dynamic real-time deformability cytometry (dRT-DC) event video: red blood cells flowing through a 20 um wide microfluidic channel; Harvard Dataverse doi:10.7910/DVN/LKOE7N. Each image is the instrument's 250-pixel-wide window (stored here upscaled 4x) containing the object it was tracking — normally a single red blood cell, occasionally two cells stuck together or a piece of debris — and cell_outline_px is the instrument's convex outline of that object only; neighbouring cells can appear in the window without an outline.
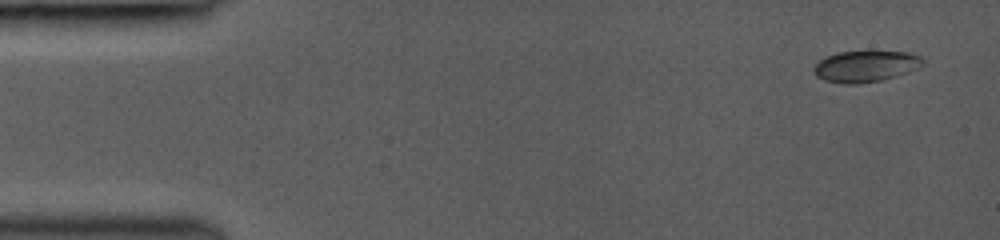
{"species": "common noctule bat (a hibernating species)", "species_latin": "Nyctalus noctula", "temperature_condition": "room temperature", "stored_images_in_passage": 11, "camera_frame_rate_fps": 3000, "um_per_image_px": 0.085, "animal": {"sex": "female", "body_mass_g": 19.0, "forearm_length_mm": 53.3}, "frame": {"image": 1, "passage_image": 1, "time_ms": 0.0, "image_size_px": [1000, 240], "cell_outline_px": [[924, 64], [920, 68], [896, 76], [880, 80], [856, 84], [844, 84], [824, 80], [816, 76], [812, 68], [824, 56], [836, 52], [908, 52], [920, 56], [924, 60]], "centroid_in_image_um": [73.57, 5.64], "position_along_channel_um": 11.4, "area_um2": 19.88}}
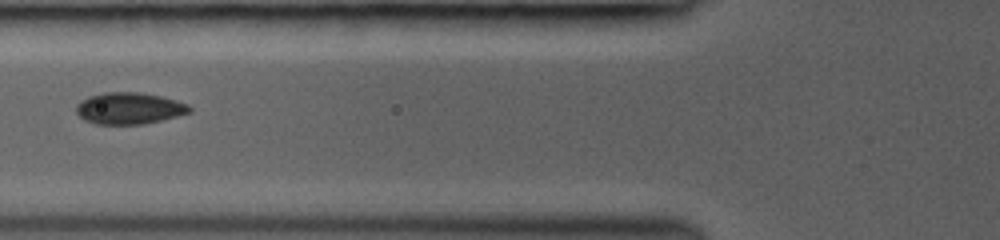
{"frame": {"image": 2, "passage_image": 7, "time_ms": 5.333, "image_size_px": [1000, 240], "cell_outline_px": [[192, 112], [144, 124], [96, 124], [84, 120], [76, 112], [76, 104], [80, 100], [88, 96], [104, 92], [136, 92], [160, 96], [176, 100], [188, 104], [192, 108]], "centroid_in_image_um": [10.96, 9.2], "position_along_channel_um": 114.8, "area_um2": 20.92}}
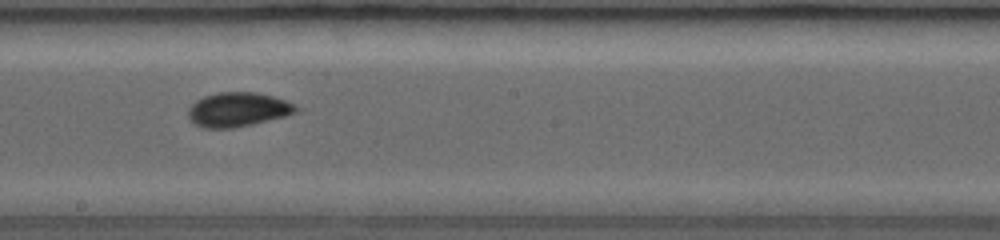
{"frame": {"image": 3, "passage_image": 10, "time_ms": 8.0, "image_size_px": [1000, 240], "cell_outline_px": [[304, 108], [296, 112], [284, 116], [252, 124], [232, 128], [204, 128], [192, 124], [188, 116], [188, 108], [196, 100], [204, 96], [216, 92], [256, 92], [272, 96], [296, 104]], "centroid_in_image_um": [20.22, 9.31], "position_along_channel_um": 228.0, "area_um2": 21.73}}